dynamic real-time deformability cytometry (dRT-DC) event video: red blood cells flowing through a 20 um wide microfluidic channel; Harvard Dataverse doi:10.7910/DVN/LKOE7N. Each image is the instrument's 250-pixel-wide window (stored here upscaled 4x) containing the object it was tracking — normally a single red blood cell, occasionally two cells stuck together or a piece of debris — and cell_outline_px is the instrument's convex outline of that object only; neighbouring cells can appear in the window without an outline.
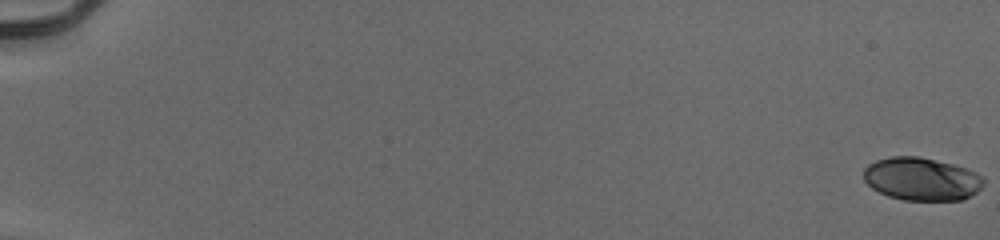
{"species": "human", "species_latin": "Homo sapiens", "temperature_condition": "cold", "stored_images_in_passage": 34, "camera_frame_rate_fps": 3000, "um_per_image_px": 0.085, "donor": {"sex": "male"}, "frame": {"image": 1, "passage_image": 1, "time_ms": 0.0, "image_size_px": [1000, 240], "cell_outline_px": [[984, 184], [976, 192], [960, 200], [904, 200], [888, 196], [872, 188], [864, 180], [864, 168], [868, 164], [876, 160], [892, 156], [920, 156], [952, 164], [964, 168], [984, 176]], "centroid_in_image_um": [78.32, 15.21], "position_along_channel_um": 6.7, "area_um2": 29.94}}
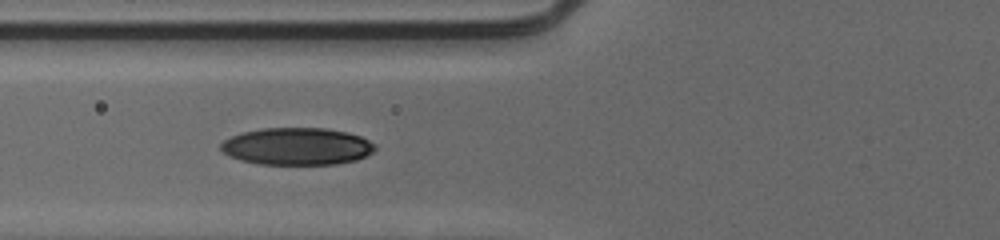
{"frame": {"image": 2, "passage_image": 25, "time_ms": 8.0, "image_size_px": [1000, 240], "cell_outline_px": [[376, 148], [372, 152], [356, 160], [336, 164], [260, 164], [240, 160], [228, 156], [220, 148], [220, 144], [224, 140], [240, 132], [260, 128], [324, 128], [348, 132], [360, 136], [376, 144]], "centroid_in_image_um": [25.22, 12.43], "position_along_channel_um": 100.6, "area_um2": 33.58}}
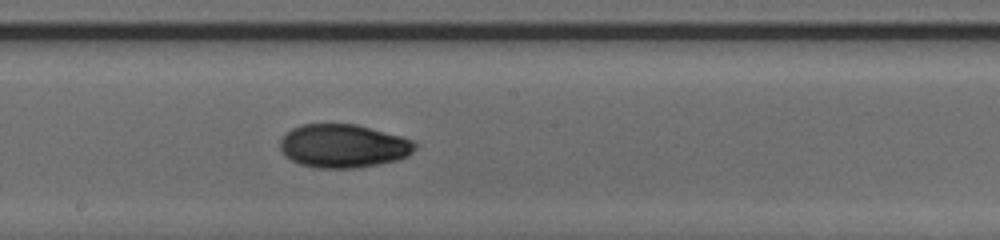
{"frame": {"image": 3, "passage_image": 34, "time_ms": 11.0, "image_size_px": [1000, 240], "cell_outline_px": [[416, 148], [408, 156], [396, 160], [380, 164], [360, 168], [316, 168], [300, 164], [284, 156], [280, 148], [280, 140], [292, 128], [304, 124], [356, 124], [400, 136], [412, 140], [416, 144]], "centroid_in_image_um": [29.18, 12.42], "position_along_channel_um": 219.0, "area_um2": 34.16}}